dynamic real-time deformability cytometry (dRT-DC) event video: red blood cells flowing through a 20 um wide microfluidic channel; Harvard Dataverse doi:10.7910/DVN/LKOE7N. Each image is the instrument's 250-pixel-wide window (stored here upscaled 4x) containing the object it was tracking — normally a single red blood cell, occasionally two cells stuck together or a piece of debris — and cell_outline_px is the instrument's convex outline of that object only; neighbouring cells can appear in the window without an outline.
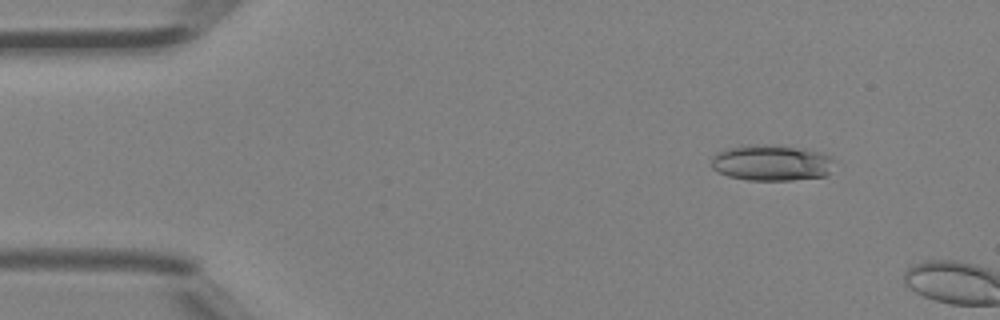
{"species": "Egyptian fruit bat (a non-hibernating species)", "species_latin": "Rousettus aegyptiacus", "temperature_condition": "room temperature", "stored_images_in_passage": 2, "camera_frame_rate_fps": 3000, "um_per_image_px": 0.085, "animal": {"sex": "female"}, "frame": {"image": 1, "passage_image": 1, "time_ms": 0.0, "image_size_px": [1000, 320], "cell_outline_px": [[832, 160], [828, 172], [824, 176], [792, 180], [748, 180], [728, 176], [716, 172], [712, 168], [712, 156], [716, 152], [732, 148], [756, 144], [768, 144], [804, 148], [820, 152], [832, 156]], "centroid_in_image_um": [65.55, 13.83], "position_along_channel_um": 19.5, "area_um2": 25.66}}